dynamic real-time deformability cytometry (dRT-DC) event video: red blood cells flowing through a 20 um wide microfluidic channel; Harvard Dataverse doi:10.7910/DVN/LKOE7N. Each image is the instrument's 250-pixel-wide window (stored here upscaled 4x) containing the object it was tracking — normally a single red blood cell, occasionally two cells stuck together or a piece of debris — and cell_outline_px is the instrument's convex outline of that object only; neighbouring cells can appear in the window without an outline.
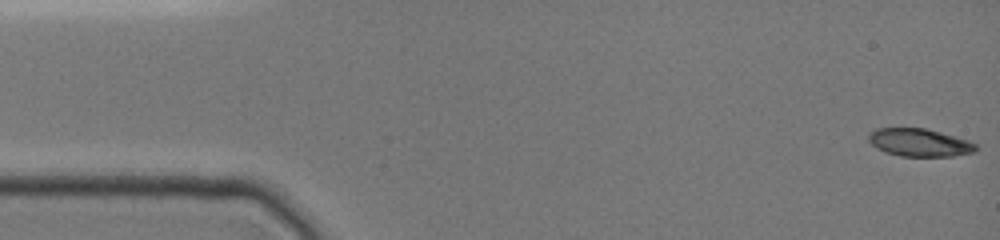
{"species": "common noctule bat (a hibernating species)", "species_latin": "Nyctalus noctula", "temperature_condition": "cold", "stored_images_in_passage": 48, "camera_frame_rate_fps": 3000, "um_per_image_px": 0.085, "animal": {"sex": "female", "body_mass_g": 19.0, "forearm_length_mm": 51.5}, "frame": {"image": 1, "passage_image": 1, "time_ms": 0.0, "image_size_px": [1000, 240], "cell_outline_px": [[980, 148], [976, 152], [952, 156], [900, 156], [876, 148], [868, 140], [868, 132], [876, 128], [924, 128], [940, 132], [968, 140], [976, 144]], "centroid_in_image_um": [78.17, 12.11], "position_along_channel_um": 6.8, "area_um2": 17.46}}
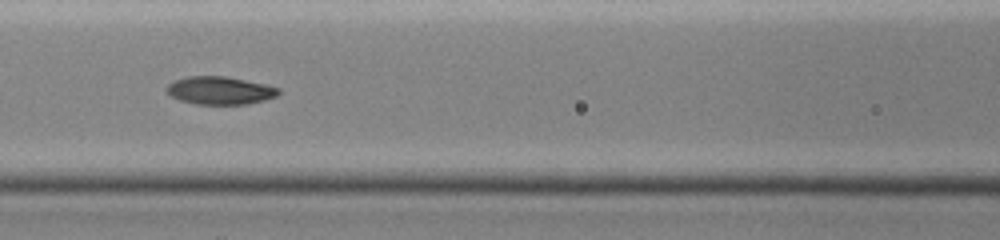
{"frame": {"image": 2, "passage_image": 21, "time_ms": 6.667, "image_size_px": [1000, 240], "cell_outline_px": [[280, 92], [276, 96], [264, 100], [248, 104], [196, 104], [180, 100], [172, 96], [164, 88], [168, 84], [176, 80], [188, 76], [224, 76], [264, 84], [280, 88]], "centroid_in_image_um": [18.69, 7.69], "position_along_channel_um": 147.9, "area_um2": 18.03}}
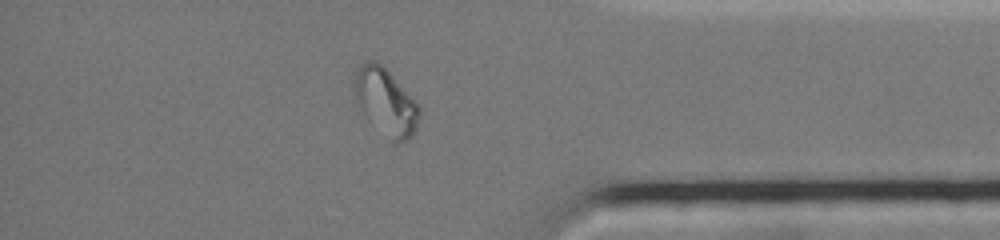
{"frame": {"image": 3, "passage_image": 41, "time_ms": 13.333, "image_size_px": [1000, 240], "cell_outline_px": [[420, 116], [416, 128], [412, 136], [408, 140], [396, 144], [392, 144], [356, 104], [356, 72], [360, 64], [364, 60], [376, 60], [392, 76], [420, 108]], "centroid_in_image_um": [32.8, 8.7], "position_along_channel_um": 402.4, "area_um2": 24.62}, "authors_computed_cell_mechanics": {"area_um2": 18.4382, "velocity_mm_per_s": 3.956, "shape_relaxation_time_tau1_ms": null, "shape_relaxation_time_tau2_ms": 1.9629, "deformation_change_tau1": null, "deformation_change_tau2": 0.0535}}